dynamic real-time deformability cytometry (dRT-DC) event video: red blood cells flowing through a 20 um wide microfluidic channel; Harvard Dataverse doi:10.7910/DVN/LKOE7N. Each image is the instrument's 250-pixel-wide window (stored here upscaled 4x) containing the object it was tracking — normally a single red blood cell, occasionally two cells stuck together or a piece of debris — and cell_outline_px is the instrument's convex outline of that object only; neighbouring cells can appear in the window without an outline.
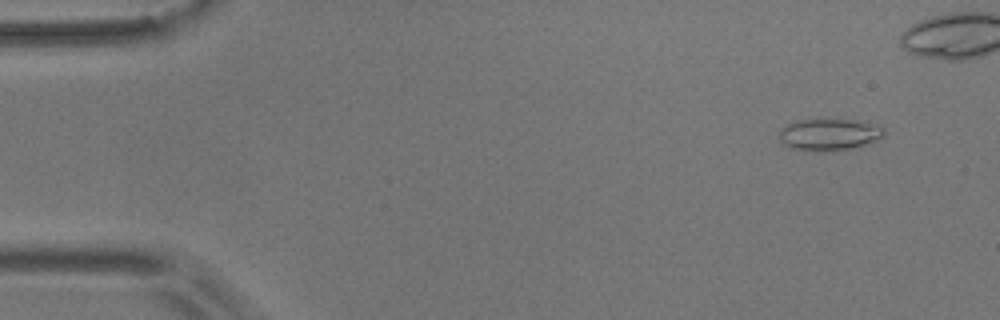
{"species": "common noctule bat (a hibernating species)", "species_latin": "Nyctalus noctula", "temperature_condition": "room temperature", "stored_images_in_passage": 44, "camera_frame_rate_fps": 3000, "um_per_image_px": 0.085, "animal": {"sex": "male", "body_mass_g": 17.9}, "frame": {"image": 1, "passage_image": 1, "time_ms": 0.0, "image_size_px": [1000, 320], "cell_outline_px": [[884, 136], [860, 148], [820, 152], [792, 148], [784, 144], [780, 140], [780, 128], [796, 120], [856, 120], [884, 128]], "centroid_in_image_um": [70.49, 11.46], "position_along_channel_um": 14.5, "area_um2": 19.42}}
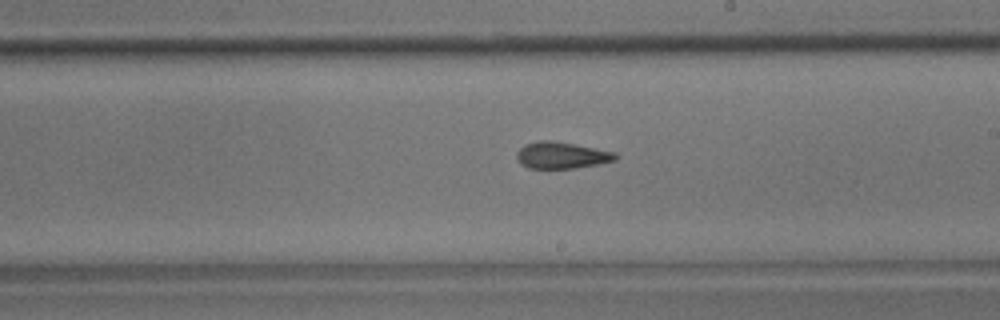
{"frame": {"image": 2, "passage_image": 28, "time_ms": 9.0, "image_size_px": [1000, 320], "cell_outline_px": [[620, 156], [616, 160], [600, 164], [576, 168], [528, 168], [520, 164], [516, 156], [516, 152], [524, 144], [540, 140], [552, 140], [616, 152]], "centroid_in_image_um": [47.75, 13.2], "position_along_channel_um": 241.3, "area_um2": 15.49}}
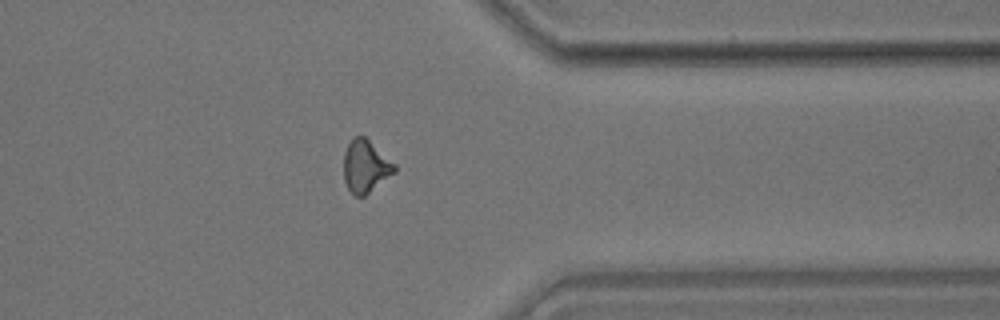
{"frame": {"image": 3, "passage_image": 40, "time_ms": 13.0, "image_size_px": [1000, 320], "cell_outline_px": [[396, 172], [364, 196], [356, 196], [348, 188], [344, 180], [344, 152], [352, 136], [364, 136], [396, 164]], "centroid_in_image_um": [31.07, 14.12], "position_along_channel_um": 380.3, "area_um2": 15.49}, "authors_computed_cell_mechanics": {"area_um2": 15.8083, "velocity_mm_per_s": 3.6849, "shape_relaxation_time_tau1_ms": null, "shape_relaxation_time_tau2_ms": 2.7586, "deformation_change_tau1": null, "deformation_change_tau2": 0.0988}}